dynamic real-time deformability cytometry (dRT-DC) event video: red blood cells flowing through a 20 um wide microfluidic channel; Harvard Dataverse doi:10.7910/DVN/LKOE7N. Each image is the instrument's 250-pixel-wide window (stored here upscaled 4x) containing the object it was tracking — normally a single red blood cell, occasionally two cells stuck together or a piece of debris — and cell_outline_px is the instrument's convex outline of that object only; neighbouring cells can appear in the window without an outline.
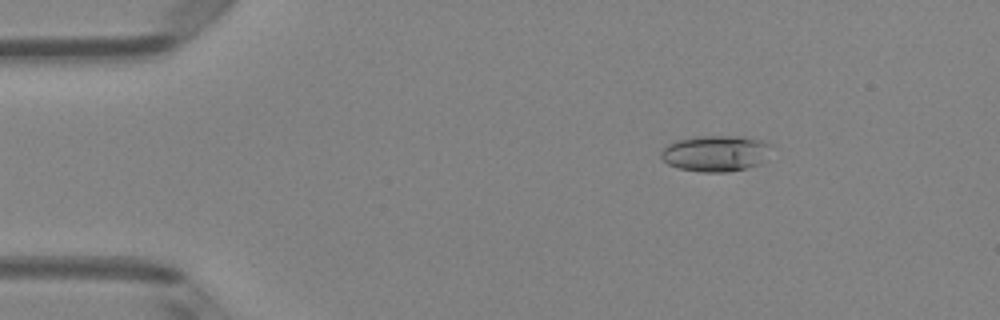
{"species": "Egyptian fruit bat (a non-hibernating species)", "species_latin": "Rousettus aegyptiacus", "temperature_condition": "room temperature", "stored_images_in_passage": 51, "camera_frame_rate_fps": 3000, "um_per_image_px": 0.085, "animal": {"sex": "female"}, "frame": {"image": 1, "passage_image": 8, "time_ms": 2.333, "image_size_px": [1000, 320], "cell_outline_px": [[772, 144], [760, 164], [728, 172], [700, 172], [680, 168], [668, 164], [660, 156], [660, 152], [668, 144], [676, 140], [700, 136], [744, 136], [764, 140]], "centroid_in_image_um": [60.82, 13.02], "position_along_channel_um": 24.2, "area_um2": 23.12}}
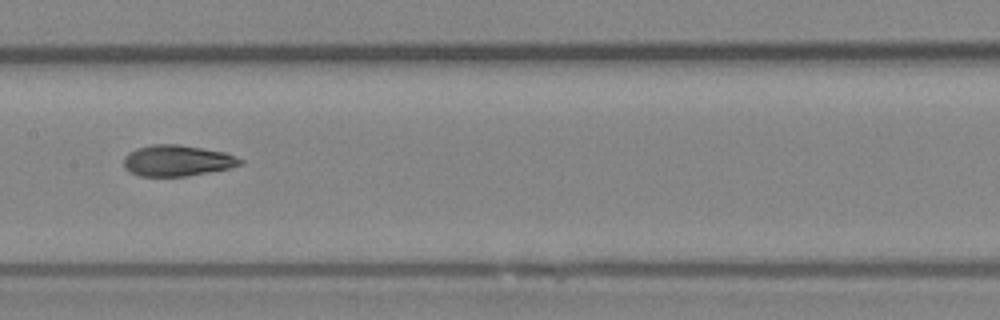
{"frame": {"image": 2, "passage_image": 26, "time_ms": 8.333, "image_size_px": [1000, 320], "cell_outline_px": [[244, 164], [228, 168], [208, 172], [184, 176], [140, 176], [124, 168], [124, 156], [128, 152], [136, 148], [152, 144], [176, 144], [224, 152], [236, 156], [244, 160]], "centroid_in_image_um": [15.05, 13.65], "position_along_channel_um": 192.3, "area_um2": 20.98}}
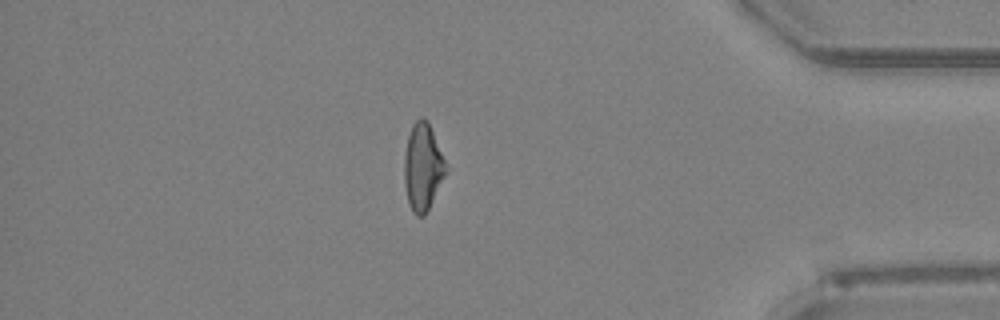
{"frame": {"image": 3, "passage_image": 44, "time_ms": 14.333, "image_size_px": [1000, 320], "cell_outline_px": [[448, 172], [424, 216], [416, 216], [412, 212], [408, 204], [404, 184], [404, 156], [408, 136], [412, 124], [420, 116], [424, 116], [428, 120], [444, 160]], "centroid_in_image_um": [35.92, 14.2], "position_along_channel_um": 399.3, "area_um2": 21.27}, "authors_computed_cell_mechanics": {"area_um2": 21.3282, "velocity_mm_per_s": 4.0199, "shape_relaxation_time_tau1_ms": 6.2505, "shape_relaxation_time_tau2_ms": 2.0886, "deformation_change_tau1": 0.1536, "deformation_change_tau2": 0.0907}}